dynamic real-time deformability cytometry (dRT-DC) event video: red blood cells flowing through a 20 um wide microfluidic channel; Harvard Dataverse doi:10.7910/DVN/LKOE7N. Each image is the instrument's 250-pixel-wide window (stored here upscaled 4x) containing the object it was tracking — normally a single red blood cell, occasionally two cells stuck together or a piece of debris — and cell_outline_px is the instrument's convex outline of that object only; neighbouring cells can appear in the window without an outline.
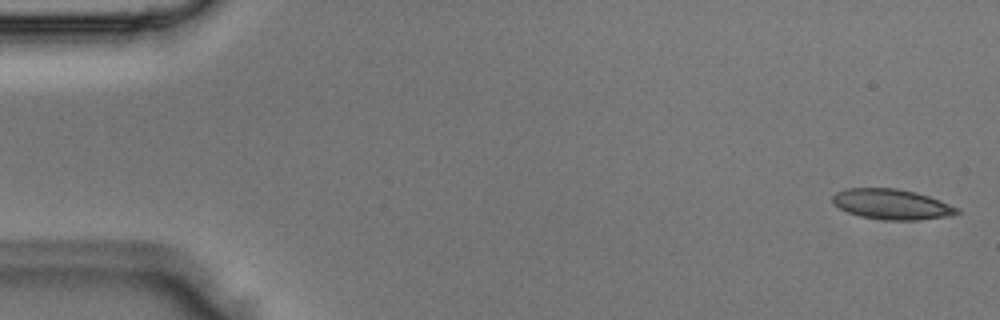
{"species": "Egyptian fruit bat (a non-hibernating species)", "species_latin": "Rousettus aegyptiacus", "temperature_condition": "room temperature", "stored_images_in_passage": 5, "camera_frame_rate_fps": 3000, "um_per_image_px": 0.085, "animal": {"sex": "male"}, "frame": {"image": 1, "passage_image": 1, "time_ms": 0.0, "image_size_px": [1000, 320], "cell_outline_px": [[960, 212], [952, 216], [916, 220], [884, 220], [860, 216], [848, 212], [840, 208], [832, 200], [832, 196], [836, 192], [844, 188], [896, 188], [916, 192], [940, 200], [960, 208]], "centroid_in_image_um": [75.83, 17.36], "position_along_channel_um": 9.2, "area_um2": 22.08}}
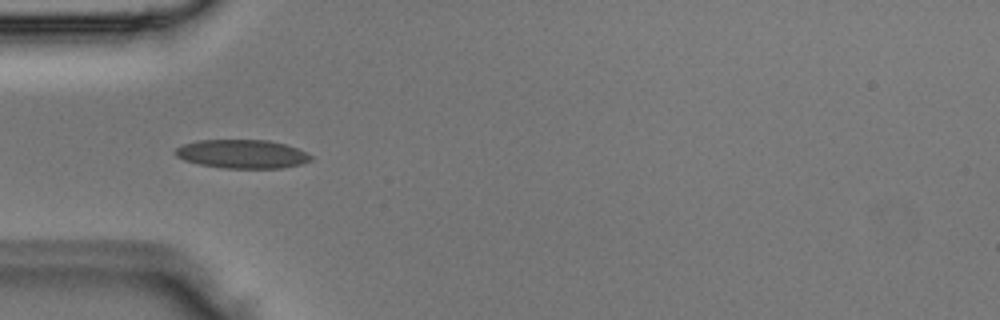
{"frame": {"image": 2, "passage_image": 4, "time_ms": 1.0, "image_size_px": [1000, 320], "cell_outline_px": [[312, 160], [300, 164], [284, 168], [224, 168], [200, 164], [184, 160], [176, 156], [172, 152], [176, 148], [184, 144], [200, 140], [268, 140], [284, 144], [296, 148], [312, 156]], "centroid_in_image_um": [20.56, 13.09], "position_along_channel_um": 64.4, "area_um2": 22.54}}
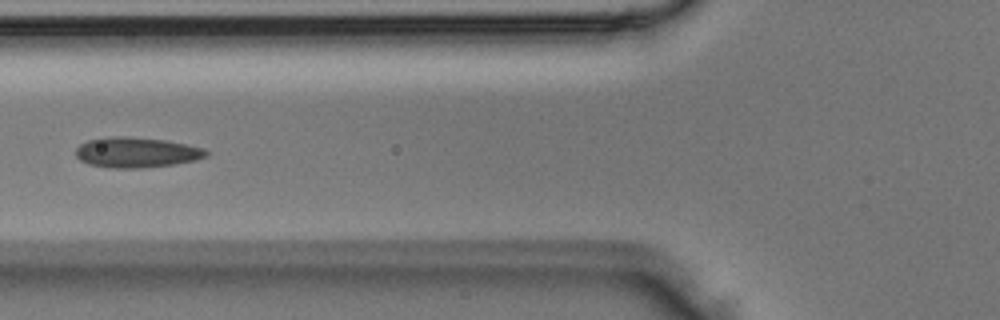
{"frame": {"image": 3, "passage_image": 5, "time_ms": 1.333, "image_size_px": [1000, 320], "cell_outline_px": [[208, 156], [196, 160], [172, 164], [140, 168], [112, 168], [88, 164], [80, 160], [76, 156], [76, 148], [80, 144], [88, 140], [104, 136], [128, 136], [164, 140], [204, 148], [208, 152]], "centroid_in_image_um": [11.56, 12.95], "position_along_channel_um": 114.2, "area_um2": 23.06}}